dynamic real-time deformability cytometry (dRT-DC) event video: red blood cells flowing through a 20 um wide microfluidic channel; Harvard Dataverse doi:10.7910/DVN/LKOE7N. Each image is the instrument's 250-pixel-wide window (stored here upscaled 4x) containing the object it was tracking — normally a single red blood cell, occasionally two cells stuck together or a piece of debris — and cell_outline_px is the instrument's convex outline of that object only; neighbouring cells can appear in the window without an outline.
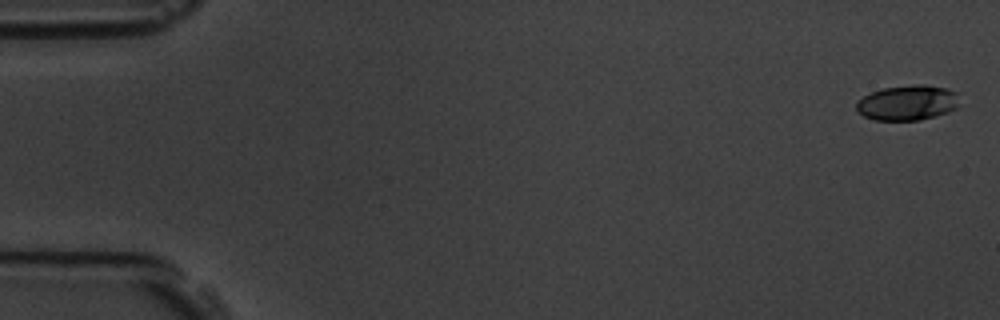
{"species": "common noctule bat (a hibernating species)", "species_latin": "Nyctalus noctula", "temperature_condition": "room temperature", "stored_images_in_passage": 5, "camera_frame_rate_fps": 3000, "um_per_image_px": 0.085, "animal": {"sex": "male", "body_mass_g": 19.5, "forearm_length_mm": 54.6}, "frame": {"image": 1, "passage_image": 1, "time_ms": 0.0, "image_size_px": [1000, 320], "cell_outline_px": [[956, 108], [948, 112], [920, 120], [876, 120], [864, 116], [856, 112], [856, 100], [872, 92], [884, 88], [916, 84], [924, 84], [948, 88], [956, 92]], "centroid_in_image_um": [77.1, 8.73], "position_along_channel_um": 7.9, "area_um2": 21.04}}
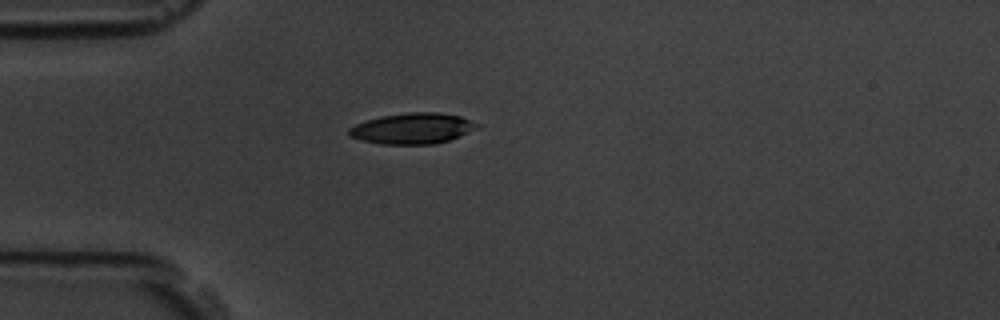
{"frame": {"image": 2, "passage_image": 5, "time_ms": 4.667, "image_size_px": [1000, 320], "cell_outline_px": [[480, 124], [476, 128], [460, 136], [448, 140], [432, 144], [380, 144], [360, 140], [348, 136], [348, 128], [356, 124], [380, 116], [408, 112], [436, 112], [460, 116]], "centroid_in_image_um": [35.02, 10.92], "position_along_channel_um": 50.0, "area_um2": 22.95}}